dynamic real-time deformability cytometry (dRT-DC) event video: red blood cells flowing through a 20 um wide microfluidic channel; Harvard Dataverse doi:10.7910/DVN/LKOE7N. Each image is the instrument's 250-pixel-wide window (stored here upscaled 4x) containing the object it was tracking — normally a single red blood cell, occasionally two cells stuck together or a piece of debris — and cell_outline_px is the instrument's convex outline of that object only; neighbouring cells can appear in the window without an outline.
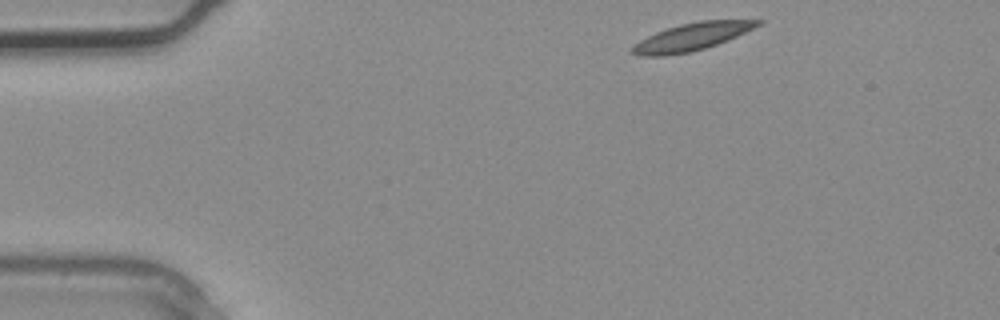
{"species": "common noctule bat (a hibernating species)", "species_latin": "Nyctalus noctula", "temperature_condition": "warm", "stored_images_in_passage": 2, "segment_of_instrument_passage": [2, 2], "camera_frame_rate_fps": 3000, "um_per_image_px": 0.085, "animal": {"sex": "male", "body_mass_g": 20.4}, "frame": {"image": 1, "passage_image": 2, "time_ms": 0.333, "image_size_px": [1000, 320], "cell_outline_px": [[764, 20], [760, 24], [728, 40], [704, 48], [688, 52], [664, 56], [636, 56], [628, 52], [640, 40], [656, 32], [680, 24], [700, 20]], "centroid_in_image_um": [58.74, 3.14], "position_along_channel_um": 26.3, "area_um2": 19.83}}